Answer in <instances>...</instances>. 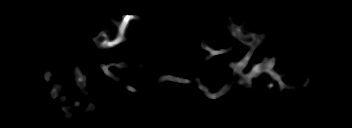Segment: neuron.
<instances>
[{
    "instance_id": "neuron-1",
    "label": "neuron",
    "mask_w": 352,
    "mask_h": 128,
    "mask_svg": "<svg viewBox=\"0 0 352 128\" xmlns=\"http://www.w3.org/2000/svg\"><path fill=\"white\" fill-rule=\"evenodd\" d=\"M227 19L230 21V25H228V29L231 31V34L233 37H235L237 40H239L241 43L247 45L250 47L248 53L238 62H234V61H228L230 64V67L232 68L234 74L236 75H240L242 78L239 80L238 84L242 85L244 83H247L248 86H252V79L255 78L258 82L257 84H260L258 75L261 73H265L267 76H271L273 79L278 81V85H279V95H282V91L284 89H291L293 88L292 85H286L282 82V74H277L273 71V67L276 63L277 57L273 56L271 58H268L267 55L265 54L263 57V60L261 63H258L256 65H253L252 68L250 69V71H248L246 74H243V71L245 69V67L247 66V63L249 61V59L251 58L254 49L257 46H260L261 43L263 41L268 42L269 39L267 36H265V34H261L260 36H257L256 34L251 33L250 31H245L243 25L238 26L236 24V22L233 20L232 17H227ZM135 20L138 22H141V18L139 15H123L120 21H117L115 18H113L111 20V22L115 25V29L116 31V37L114 40L110 41L109 38L112 36L111 31L108 29H104L100 32V34L97 37H94L92 40L95 42V45L97 46V48L99 49H109V48H113L115 46H117L118 44L125 42V41H130L126 35L128 32V26L130 21ZM201 47L203 50L208 51L210 54L206 57H204L205 60H208L210 58H212L215 55H219V54H223V53H228L231 51L236 50V48L234 46H229L227 48L224 49H214L212 48L207 42H205L204 40L201 41ZM115 66L117 68H122L124 66V63H110V64H103L101 66H99V69L102 70L105 75H107L108 77H111V79H113L114 81H117L116 77H114L113 73L109 71V68ZM75 72V81H76V86L81 88V92L84 93L86 92L84 90V88L86 87V76L84 75V73L82 72V70H80L79 68H75L74 70ZM46 81L50 80L51 74L49 72H46L44 74ZM164 81H170V82H175V83H192V81L197 82L198 88L200 90L204 91V95L210 99H218L220 98V96H223L226 91H229L230 89H232V86L230 85H224L218 92L216 93H210V90L208 87L203 86L200 84V79H198L197 77L195 78V80H189V79H183L180 77H175L173 75H162L159 79H158V84L163 83ZM125 88L131 92L136 93V89L130 85H126ZM62 89L61 85H56L54 84L52 86V90L50 92L51 97L57 98L58 97V92ZM91 107V111H94L96 109L95 105H93L92 103H89ZM71 106L68 107H64L61 106V109L63 111H66V118H70L72 116V114L68 111V108L70 109Z\"/></svg>"
}]
</instances>
